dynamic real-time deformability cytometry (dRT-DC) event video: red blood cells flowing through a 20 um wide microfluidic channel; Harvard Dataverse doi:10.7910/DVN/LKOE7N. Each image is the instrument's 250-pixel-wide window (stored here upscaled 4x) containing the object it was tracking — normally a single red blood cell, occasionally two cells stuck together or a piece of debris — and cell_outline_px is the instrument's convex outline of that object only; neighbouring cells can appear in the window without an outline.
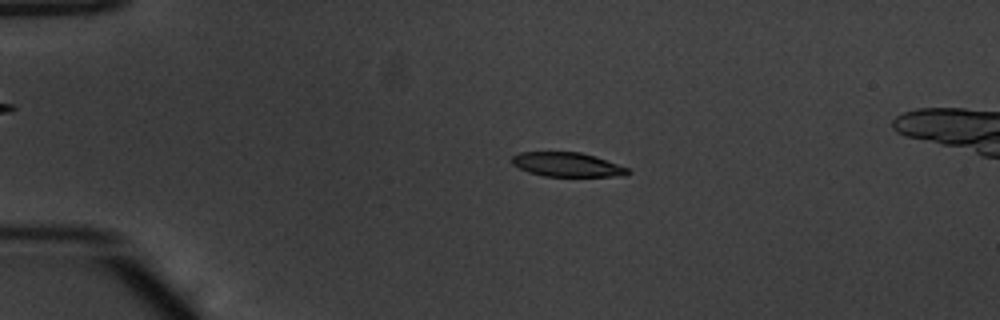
{"species": "common noctule bat (a hibernating species)", "species_latin": "Nyctalus noctula", "temperature_condition": "warm", "stored_images_in_passage": 53, "segment_of_instrument_passage": [1, 2], "camera_frame_rate_fps": 3000, "um_per_image_px": 0.085, "animal": {"sex": "male", "body_mass_g": 20.1, "forearm_length_mm": 53.5}, "frame": {"image": 1, "passage_image": 11, "time_ms": 3.333, "image_size_px": [1000, 320], "cell_outline_px": [[632, 172], [624, 176], [544, 176], [528, 172], [512, 164], [508, 160], [512, 156], [520, 152], [580, 152], [596, 156], [628, 168]], "centroid_in_image_um": [48.19, 13.99], "position_along_channel_um": 36.8, "area_um2": 16.47}}
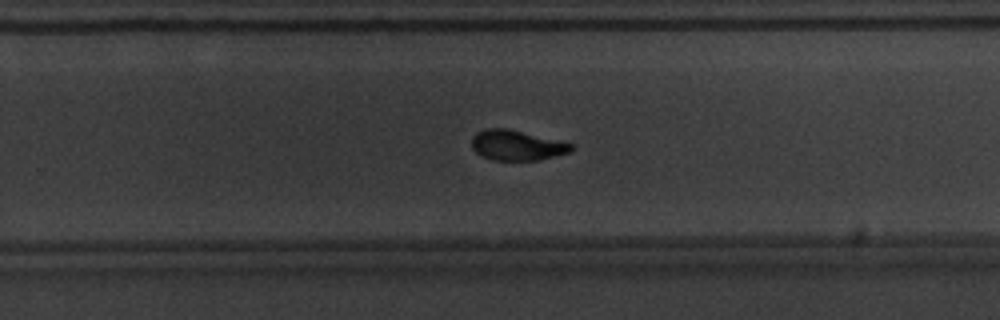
{"frame": {"image": 2, "passage_image": 34, "time_ms": 11.0, "image_size_px": [1000, 320], "cell_outline_px": [[576, 148], [568, 152], [540, 160], [492, 160], [476, 152], [472, 148], [472, 136], [476, 132], [488, 128], [504, 128], [572, 144]], "centroid_in_image_um": [43.89, 12.36], "position_along_channel_um": 285.9, "area_um2": 17.11}}
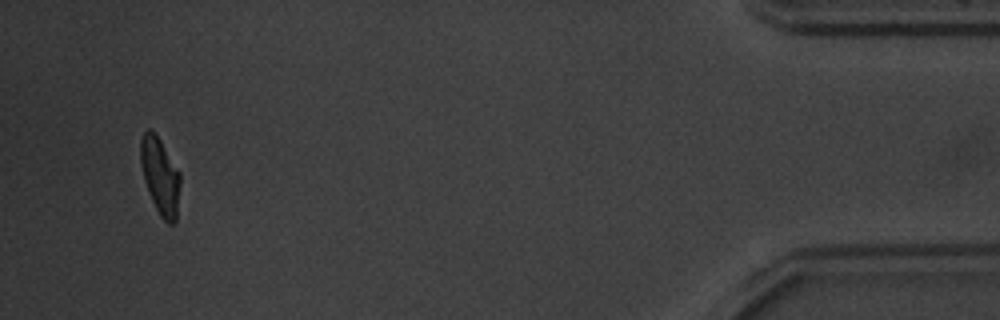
{"frame": {"image": 3, "passage_image": 50, "time_ms": 16.333, "image_size_px": [1000, 320], "cell_outline_px": [[180, 184], [176, 220], [172, 224], [168, 224], [160, 216], [148, 192], [144, 180], [140, 164], [140, 140], [144, 132], [148, 128], [152, 128], [160, 140], [180, 172]], "centroid_in_image_um": [13.6, 14.94], "position_along_channel_um": 421.6, "area_um2": 17.8}}